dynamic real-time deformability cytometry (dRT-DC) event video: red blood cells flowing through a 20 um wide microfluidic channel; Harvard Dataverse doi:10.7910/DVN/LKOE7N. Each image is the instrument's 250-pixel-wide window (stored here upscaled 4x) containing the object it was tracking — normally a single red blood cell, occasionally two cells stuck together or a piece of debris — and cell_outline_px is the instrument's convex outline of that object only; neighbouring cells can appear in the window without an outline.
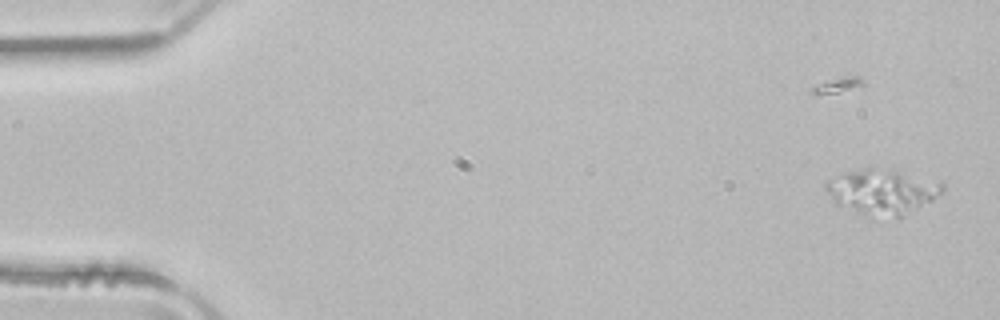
{"species": "common noctule bat (a hibernating species)", "species_latin": "Nyctalus noctula", "temperature_condition": "room temperature", "stored_images_in_passage": 37, "camera_frame_rate_fps": 3000, "um_per_image_px": 0.085, "animal": {"sex": "male", "body_mass_g": 21.5, "forearm_length_mm": 52.0}, "frame": {"image": 1, "passage_image": 1, "time_ms": 0.0, "image_size_px": [1000, 320], "cell_outline_px": [[944, 188], [940, 192], [916, 208], [900, 216], [868, 216], [836, 204], [824, 188], [824, 184], [828, 180], [844, 172], [872, 164], [940, 180], [944, 184]], "centroid_in_image_um": [74.93, 16.2], "position_along_channel_um": 10.1, "area_um2": 30.81}}
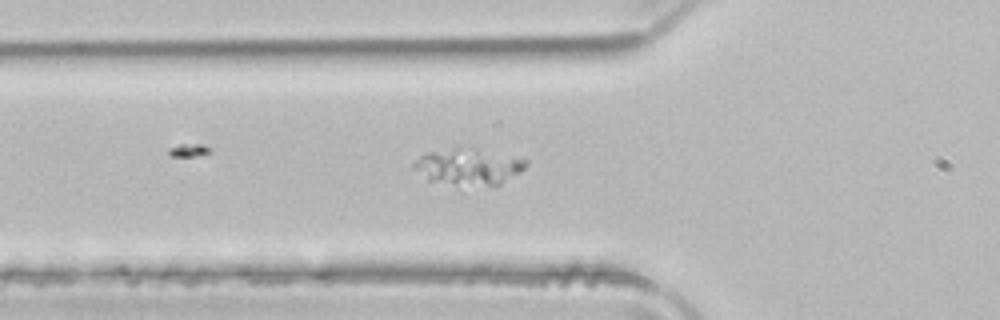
{"frame": {"image": 2, "passage_image": 17, "time_ms": 5.333, "image_size_px": [1000, 320], "cell_outline_px": [[528, 164], [520, 172], [500, 184], [492, 188], [428, 180], [412, 164], [420, 156], [428, 152], [476, 148], [524, 156], [528, 160]], "centroid_in_image_um": [39.98, 14.17], "position_along_channel_um": 85.8, "area_um2": 23.7}}
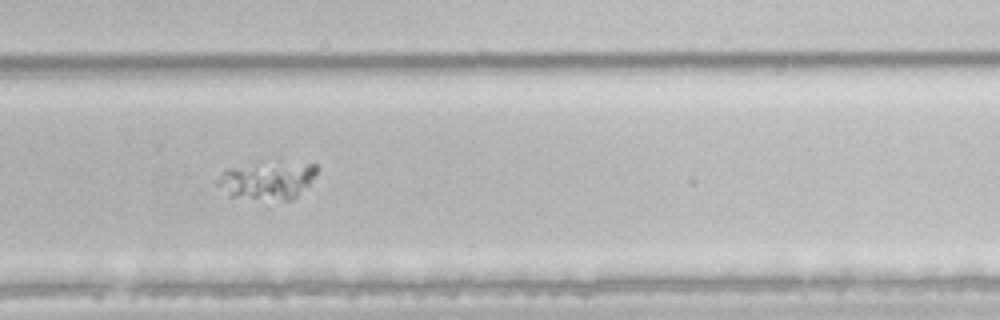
{"frame": {"image": 3, "passage_image": 34, "time_ms": 11.0, "image_size_px": [1000, 320], "cell_outline_px": [[316, 172], [308, 184], [292, 200], [284, 200], [228, 196], [212, 180], [228, 168], [308, 164], [316, 164]], "centroid_in_image_um": [22.62, 15.4], "position_along_channel_um": 307.2, "area_um2": 20.35}}